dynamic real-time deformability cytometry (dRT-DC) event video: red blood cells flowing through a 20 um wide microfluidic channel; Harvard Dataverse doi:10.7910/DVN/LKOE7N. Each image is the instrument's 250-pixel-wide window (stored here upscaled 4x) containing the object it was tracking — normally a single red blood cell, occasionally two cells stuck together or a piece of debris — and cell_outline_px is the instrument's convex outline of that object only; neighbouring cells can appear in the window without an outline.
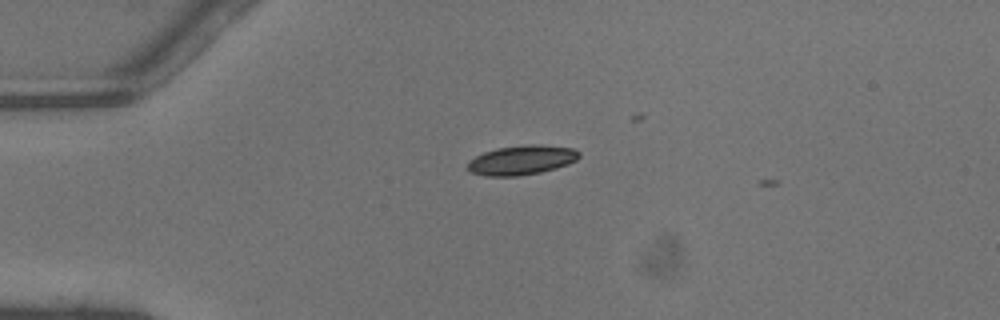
{"species": "common noctule bat (a hibernating species)", "species_latin": "Nyctalus noctula", "temperature_condition": "warm", "stored_images_in_passage": 3, "camera_frame_rate_fps": 3000, "um_per_image_px": 0.085, "animal": {"sex": "male", "body_mass_g": 13.3}, "frame": {"image": 1, "passage_image": 2, "time_ms": 0.333, "image_size_px": [1000, 320], "cell_outline_px": [[580, 156], [576, 160], [568, 164], [556, 168], [540, 172], [516, 176], [484, 176], [468, 172], [464, 168], [476, 156], [484, 152], [496, 148], [528, 144], [536, 144], [576, 148], [580, 152]], "centroid_in_image_um": [44.33, 13.6], "position_along_channel_um": 40.7, "area_um2": 19.31}}